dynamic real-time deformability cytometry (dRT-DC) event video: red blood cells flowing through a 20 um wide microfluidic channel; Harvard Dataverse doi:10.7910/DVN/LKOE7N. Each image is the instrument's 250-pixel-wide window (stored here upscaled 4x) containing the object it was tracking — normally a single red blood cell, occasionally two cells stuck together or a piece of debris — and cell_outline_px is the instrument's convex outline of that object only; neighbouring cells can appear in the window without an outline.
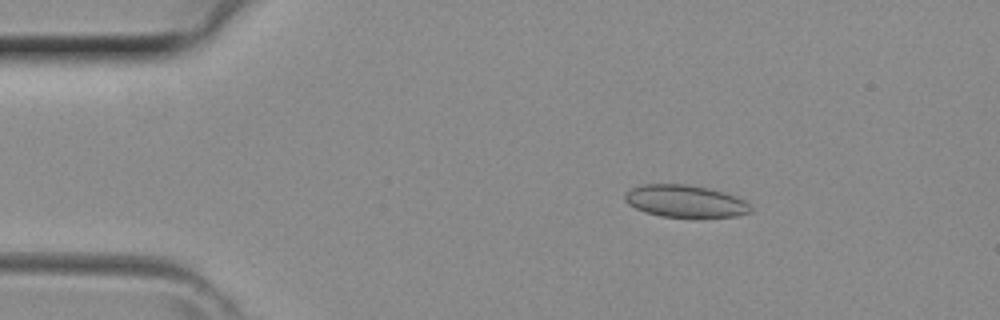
{"species": "common noctule bat (a hibernating species)", "species_latin": "Nyctalus noctula", "temperature_condition": "room temperature", "stored_images_in_passage": 42, "camera_frame_rate_fps": 3000, "um_per_image_px": 0.085, "animal": {"sex": "female", "body_mass_g": 29.2, "forearm_length_mm": 56.3}, "frame": {"image": 1, "passage_image": 7, "time_ms": 2.0, "image_size_px": [1000, 320], "cell_outline_px": [[752, 212], [736, 216], [660, 216], [644, 212], [628, 204], [624, 200], [624, 192], [632, 188], [644, 184], [688, 184], [708, 188], [724, 192], [736, 196], [744, 200], [752, 208]], "centroid_in_image_um": [58.22, 17.08], "position_along_channel_um": 26.8, "area_um2": 23.47}}
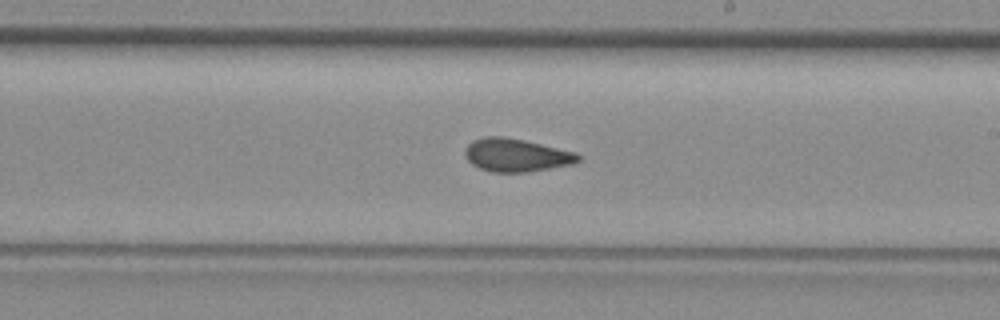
{"frame": {"image": 2, "passage_image": 24, "time_ms": 7.667, "image_size_px": [1000, 320], "cell_outline_px": [[580, 160], [572, 164], [528, 172], [492, 172], [480, 168], [472, 164], [468, 160], [464, 152], [464, 148], [472, 140], [484, 136], [500, 136], [524, 140], [576, 152], [580, 156]], "centroid_in_image_um": [43.86, 13.18], "position_along_channel_um": 245.1, "area_um2": 21.79}}
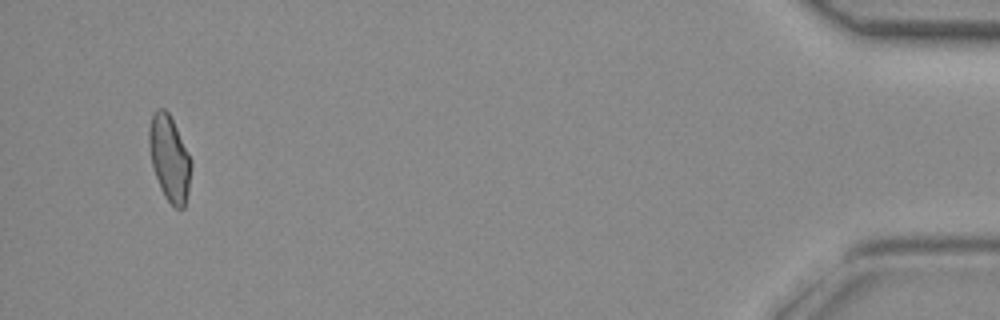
{"frame": {"image": 3, "passage_image": 40, "time_ms": 13.0, "image_size_px": [1000, 320], "cell_outline_px": [[192, 164], [188, 192], [184, 208], [176, 208], [164, 196], [160, 188], [152, 164], [148, 144], [148, 128], [152, 116], [156, 108], [164, 108], [168, 112], [192, 160]], "centroid_in_image_um": [14.4, 13.45], "position_along_channel_um": 420.8, "area_um2": 20.87}}